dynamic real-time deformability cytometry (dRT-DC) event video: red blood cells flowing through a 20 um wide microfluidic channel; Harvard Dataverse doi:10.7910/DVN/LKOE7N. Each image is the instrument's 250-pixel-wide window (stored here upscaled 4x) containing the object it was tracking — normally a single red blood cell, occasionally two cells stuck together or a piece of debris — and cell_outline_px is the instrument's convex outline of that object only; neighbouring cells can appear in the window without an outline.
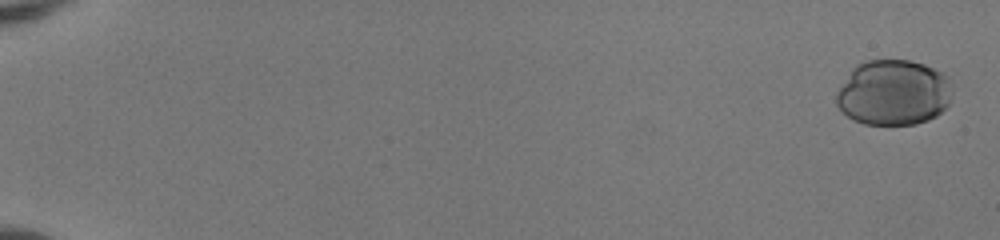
{"species": "human", "species_latin": "Homo sapiens", "temperature_condition": "room temperature", "stored_images_in_passage": 19, "camera_frame_rate_fps": 3000, "um_per_image_px": 0.085, "donor": {"sex": "female"}, "frame": {"image": 1, "passage_image": 1, "time_ms": 0.0, "image_size_px": [1000, 240], "cell_outline_px": [[952, 92], [948, 104], [936, 116], [928, 120], [916, 124], [864, 124], [848, 116], [836, 104], [836, 92], [852, 68], [856, 64], [864, 60], [908, 60], [924, 64], [944, 72], [948, 76]], "centroid_in_image_um": [75.95, 7.85], "position_along_channel_um": 9.0, "area_um2": 44.39}}
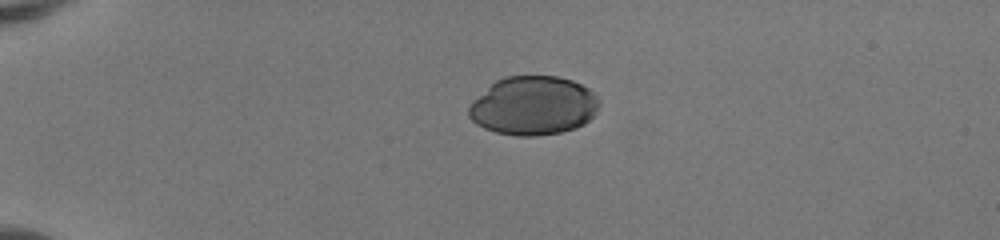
{"frame": {"image": 2, "passage_image": 14, "time_ms": 4.333, "image_size_px": [1000, 240], "cell_outline_px": [[600, 104], [596, 112], [584, 124], [576, 128], [560, 132], [536, 136], [516, 136], [496, 132], [484, 128], [476, 124], [468, 116], [468, 108], [472, 100], [496, 80], [504, 76], [556, 76], [572, 80], [588, 88], [600, 100]], "centroid_in_image_um": [45.32, 8.98], "position_along_channel_um": 39.7, "area_um2": 44.85}}